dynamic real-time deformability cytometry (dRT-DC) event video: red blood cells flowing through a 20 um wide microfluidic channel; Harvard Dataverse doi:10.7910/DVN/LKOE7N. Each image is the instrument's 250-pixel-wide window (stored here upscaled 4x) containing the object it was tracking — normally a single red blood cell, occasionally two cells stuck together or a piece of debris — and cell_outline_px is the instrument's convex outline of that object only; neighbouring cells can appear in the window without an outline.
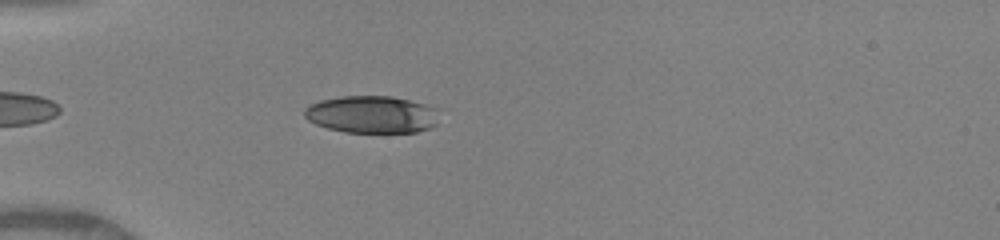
{"species": "human", "species_latin": "Homo sapiens", "temperature_condition": "warm", "stored_images_in_passage": 38, "camera_frame_rate_fps": 3000, "um_per_image_px": 0.085, "donor": {"sex": "female"}, "frame": {"image": 1, "passage_image": 4, "time_ms": 1.0, "image_size_px": [1000, 240], "cell_outline_px": [[440, 108], [436, 124], [432, 128], [416, 132], [344, 132], [328, 128], [316, 124], [308, 120], [304, 116], [304, 108], [308, 104], [320, 100], [340, 96], [392, 96]], "centroid_in_image_um": [31.61, 9.72], "position_along_channel_um": 53.4, "area_um2": 29.59}}
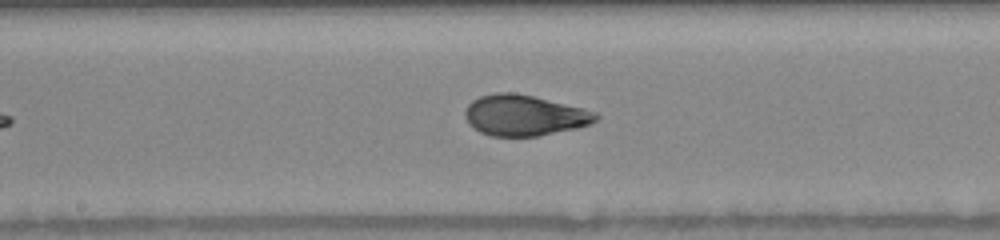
{"frame": {"image": 2, "passage_image": 16, "time_ms": 5.0, "image_size_px": [1000, 240], "cell_outline_px": [[600, 116], [592, 124], [576, 128], [540, 136], [492, 136], [480, 132], [468, 124], [464, 116], [464, 112], [468, 104], [472, 100], [480, 96], [496, 92], [516, 92], [596, 112]], "centroid_in_image_um": [44.53, 9.81], "position_along_channel_um": 203.7, "area_um2": 31.04}}
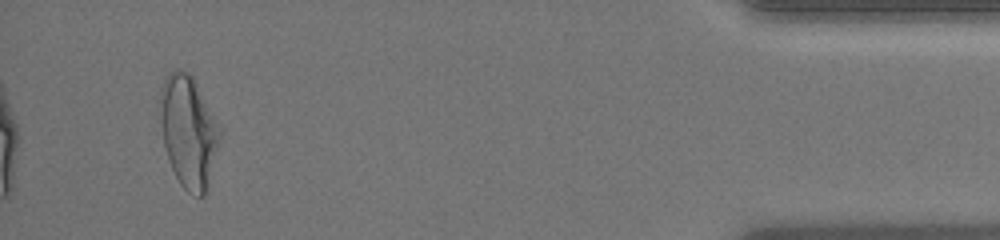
{"frame": {"image": 3, "passage_image": 36, "time_ms": 11.667, "image_size_px": [1000, 240], "cell_outline_px": [[220, 136], [204, 196], [196, 196], [188, 192], [180, 184], [172, 168], [164, 144], [160, 92], [164, 80], [168, 72], [176, 68], [180, 68], [188, 72], [196, 80], [220, 128]], "centroid_in_image_um": [16.02, 11.11], "position_along_channel_um": 419.2, "area_um2": 38.03}, "authors_computed_cell_mechanics": {"area_um2": 31.2698, "velocity_mm_per_s": 4.1364, "shape_relaxation_time_tau1_ms": 6.6453, "shape_relaxation_time_tau2_ms": 0.8035, "deformation_change_tau1": 0.229, "deformation_change_tau2": 0.0659}}